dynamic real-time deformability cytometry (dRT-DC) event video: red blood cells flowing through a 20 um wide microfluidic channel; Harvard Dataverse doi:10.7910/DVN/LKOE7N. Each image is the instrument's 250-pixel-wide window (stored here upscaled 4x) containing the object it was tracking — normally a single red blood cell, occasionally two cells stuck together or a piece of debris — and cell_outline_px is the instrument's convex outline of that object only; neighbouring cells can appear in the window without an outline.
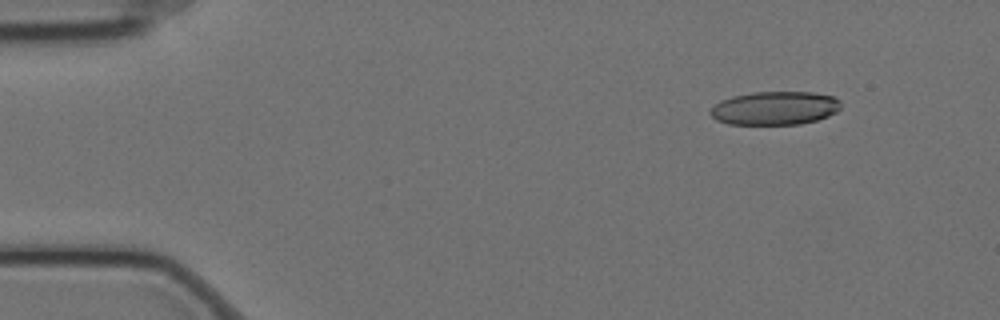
{"species": "Egyptian fruit bat (a non-hibernating species)", "species_latin": "Rousettus aegyptiacus", "temperature_condition": "cold", "stored_images_in_passage": 4, "camera_frame_rate_fps": 3000, "um_per_image_px": 0.085, "animal": {"sex": "female"}, "frame": {"image": 1, "passage_image": 2, "time_ms": 0.333, "image_size_px": [1000, 320], "cell_outline_px": [[840, 108], [836, 112], [828, 116], [816, 120], [800, 124], [728, 124], [716, 120], [708, 112], [720, 100], [732, 96], [752, 92], [812, 92], [832, 96], [840, 100]], "centroid_in_image_um": [65.85, 9.19], "position_along_channel_um": 19.2, "area_um2": 25.49}}